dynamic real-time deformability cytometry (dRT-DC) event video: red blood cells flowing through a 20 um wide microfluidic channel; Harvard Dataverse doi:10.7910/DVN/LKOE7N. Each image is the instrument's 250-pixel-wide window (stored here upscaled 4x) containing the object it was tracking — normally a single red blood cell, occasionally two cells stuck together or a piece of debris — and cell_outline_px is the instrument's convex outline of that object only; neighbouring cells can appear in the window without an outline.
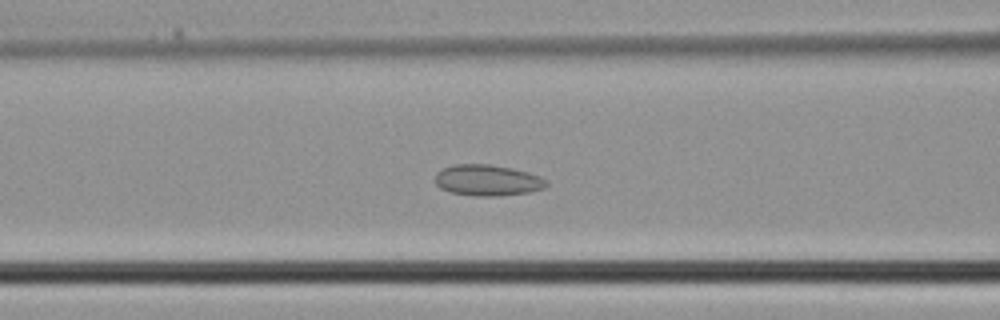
{"species": "common noctule bat (a hibernating species)", "species_latin": "Nyctalus noctula", "temperature_condition": "cold", "stored_images_in_passage": 40, "camera_frame_rate_fps": 3000, "um_per_image_px": 0.085, "animal": {"sex": "male", "body_mass_g": 21.5, "forearm_length_mm": 52.0}, "frame": {"image": 1, "passage_image": 16, "time_ms": 5.0, "image_size_px": [1000, 320], "cell_outline_px": [[548, 184], [544, 188], [528, 192], [496, 196], [472, 196], [452, 192], [440, 188], [436, 184], [436, 172], [444, 168], [456, 164], [488, 164], [512, 168], [528, 172], [540, 176], [548, 180]], "centroid_in_image_um": [41.46, 15.32], "position_along_channel_um": 125.1, "area_um2": 20.11}}
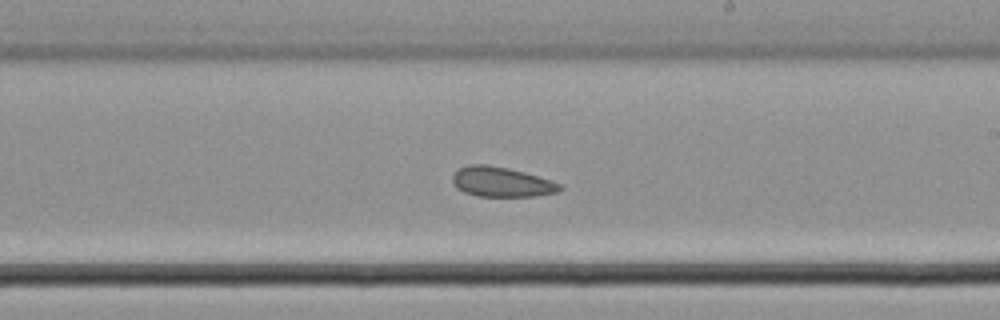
{"frame": {"image": 2, "passage_image": 23, "time_ms": 7.333, "image_size_px": [1000, 320], "cell_outline_px": [[564, 188], [560, 192], [536, 196], [476, 196], [464, 192], [456, 188], [452, 180], [452, 176], [460, 168], [468, 164], [488, 164], [508, 168], [524, 172], [552, 180], [560, 184]], "centroid_in_image_um": [42.65, 15.47], "position_along_channel_um": 246.4, "area_um2": 18.84}}
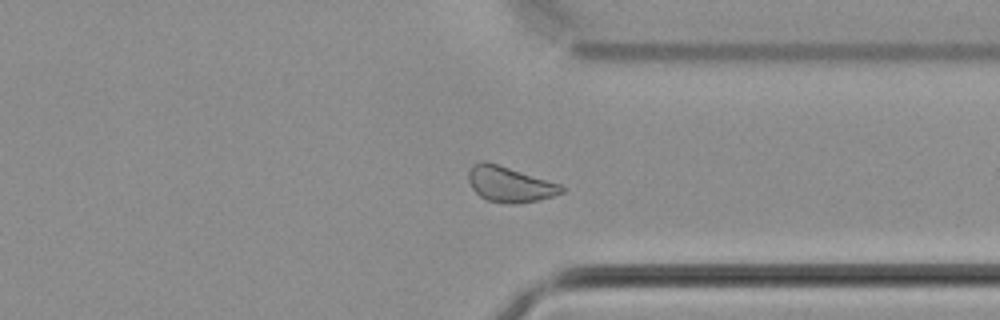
{"frame": {"image": 3, "passage_image": 30, "time_ms": 9.667, "image_size_px": [1000, 320], "cell_outline_px": [[564, 192], [552, 196], [536, 200], [516, 204], [508, 204], [488, 200], [480, 196], [472, 188], [468, 180], [468, 172], [472, 164], [480, 160], [484, 160], [560, 184], [564, 188]], "centroid_in_image_um": [43.28, 15.65], "position_along_channel_um": 368.1, "area_um2": 19.07}}